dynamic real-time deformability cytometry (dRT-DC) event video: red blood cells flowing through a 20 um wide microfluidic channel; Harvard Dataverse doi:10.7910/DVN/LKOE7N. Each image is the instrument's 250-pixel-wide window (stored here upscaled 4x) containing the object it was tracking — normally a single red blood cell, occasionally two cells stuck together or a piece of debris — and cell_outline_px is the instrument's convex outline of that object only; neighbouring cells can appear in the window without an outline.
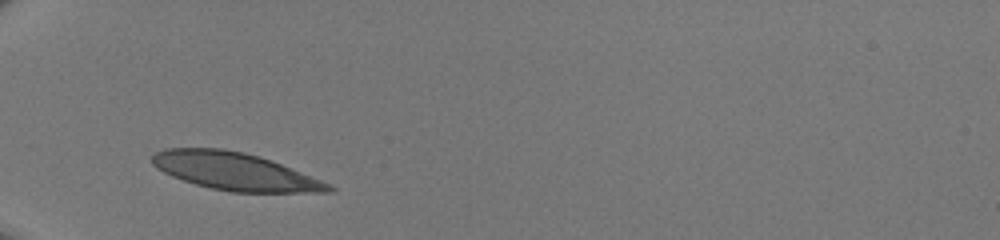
{"species": "human", "species_latin": "Homo sapiens", "temperature_condition": "room temperature", "stored_images_in_passage": 26, "camera_frame_rate_fps": 3000, "um_per_image_px": 0.085, "donor": {"sex": "male"}, "frame": {"image": 1, "passage_image": 1, "time_ms": 0.0, "image_size_px": [1000, 240], "cell_outline_px": [[336, 188], [332, 192], [232, 192], [212, 188], [196, 184], [172, 176], [156, 168], [152, 164], [152, 156], [156, 152], [164, 148], [224, 148], [244, 152], [260, 156], [272, 160], [332, 184]], "centroid_in_image_um": [19.99, 14.56], "position_along_channel_um": 65.0, "area_um2": 38.67}}
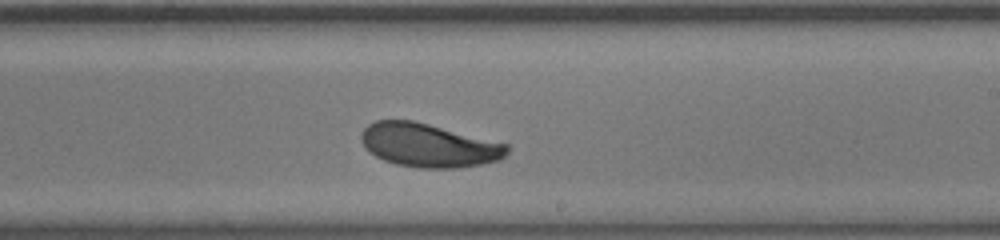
{"frame": {"image": 2, "passage_image": 15, "time_ms": 4.667, "image_size_px": [1000, 240], "cell_outline_px": [[508, 152], [500, 160], [484, 164], [456, 168], [416, 168], [396, 164], [384, 160], [376, 156], [364, 148], [360, 140], [360, 136], [364, 128], [368, 124], [376, 120], [412, 120], [508, 144]], "centroid_in_image_um": [36.41, 12.36], "position_along_channel_um": 252.6, "area_um2": 37.11}}
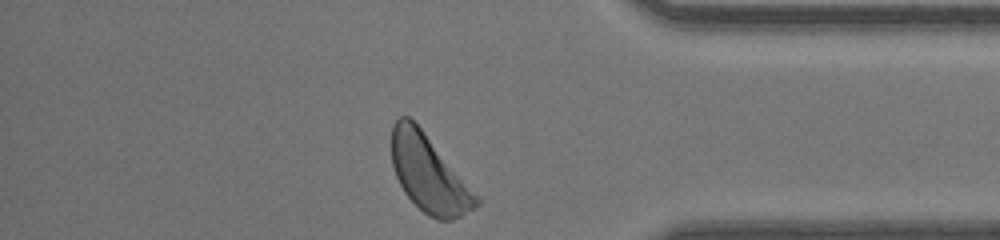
{"frame": {"image": 3, "passage_image": 26, "time_ms": 8.333, "image_size_px": [1000, 240], "cell_outline_px": [[480, 204], [460, 216], [452, 220], [436, 220], [428, 216], [404, 192], [396, 176], [392, 164], [392, 124], [400, 116], [408, 116], [420, 128], [480, 196]], "centroid_in_image_um": [36.47, 14.79], "position_along_channel_um": 398.7, "area_um2": 37.45}}